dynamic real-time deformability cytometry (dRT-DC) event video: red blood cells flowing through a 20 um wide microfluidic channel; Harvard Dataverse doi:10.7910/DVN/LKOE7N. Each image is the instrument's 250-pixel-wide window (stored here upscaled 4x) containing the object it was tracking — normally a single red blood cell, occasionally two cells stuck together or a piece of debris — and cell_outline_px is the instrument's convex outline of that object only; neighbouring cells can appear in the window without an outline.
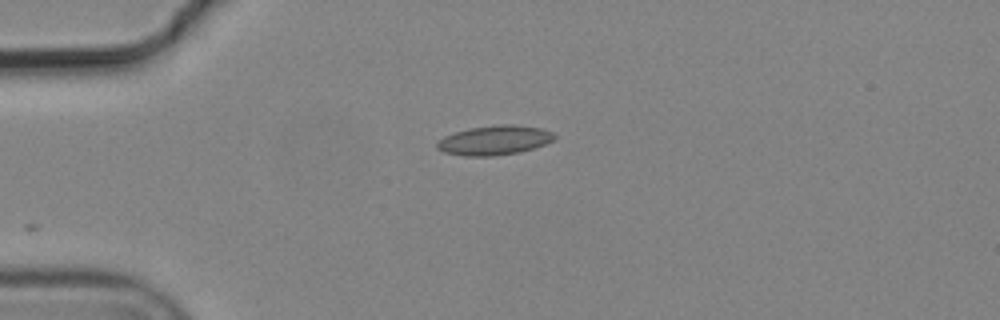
{"species": "common noctule bat (a hibernating species)", "species_latin": "Nyctalus noctula", "temperature_condition": "cold", "stored_images_in_passage": 3, "camera_frame_rate_fps": 3000, "um_per_image_px": 0.085, "animal": {"sex": "male", "body_mass_g": 19.2, "forearm_length_mm": 51.8}, "frame": {"image": 1, "passage_image": 3, "time_ms": 0.667, "image_size_px": [1000, 320], "cell_outline_px": [[556, 140], [520, 152], [492, 156], [464, 156], [444, 152], [436, 148], [436, 144], [444, 136], [468, 128], [496, 124], [512, 124], [540, 128], [552, 132], [556, 136]], "centroid_in_image_um": [42.03, 11.91], "position_along_channel_um": 43.0, "area_um2": 20.17}}